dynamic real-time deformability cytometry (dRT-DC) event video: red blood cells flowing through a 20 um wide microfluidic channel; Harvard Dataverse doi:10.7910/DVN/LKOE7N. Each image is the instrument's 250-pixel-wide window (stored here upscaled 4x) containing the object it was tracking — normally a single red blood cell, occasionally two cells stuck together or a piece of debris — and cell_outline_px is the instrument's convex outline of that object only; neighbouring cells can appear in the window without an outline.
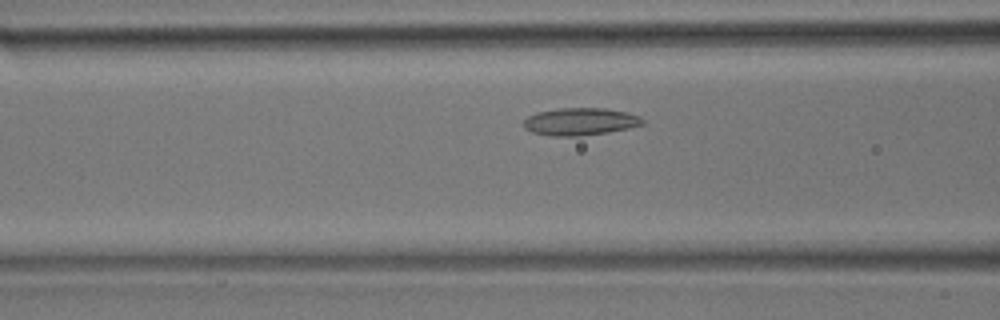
{"species": "common noctule bat (a hibernating species)", "species_latin": "Nyctalus noctula", "temperature_condition": "room temperature", "stored_images_in_passage": 32, "camera_frame_rate_fps": 3000, "um_per_image_px": 0.085, "animal": {"sex": "male", "body_mass_g": 17.9}, "frame": {"image": 1, "passage_image": 5, "time_ms": 1.333, "image_size_px": [1000, 320], "cell_outline_px": [[644, 124], [628, 128], [608, 132], [580, 136], [552, 136], [532, 132], [524, 128], [524, 120], [528, 116], [536, 112], [560, 108], [604, 108], [628, 112], [640, 116], [644, 120]], "centroid_in_image_um": [49.32, 10.33], "position_along_channel_um": 117.3, "area_um2": 19.07}}
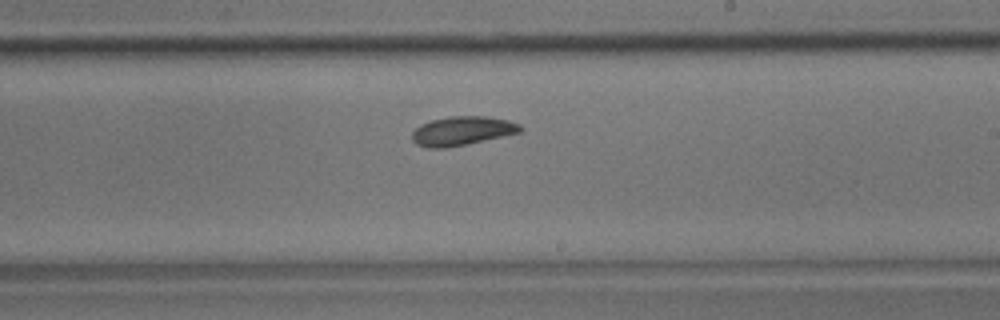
{"frame": {"image": 2, "passage_image": 14, "time_ms": 4.333, "image_size_px": [1000, 320], "cell_outline_px": [[524, 128], [520, 132], [504, 136], [468, 144], [444, 148], [428, 148], [416, 144], [412, 140], [412, 132], [420, 124], [432, 120], [448, 116], [488, 116], [508, 120], [520, 124]], "centroid_in_image_um": [39.29, 11.12], "position_along_channel_um": 249.7, "area_um2": 18.44}}
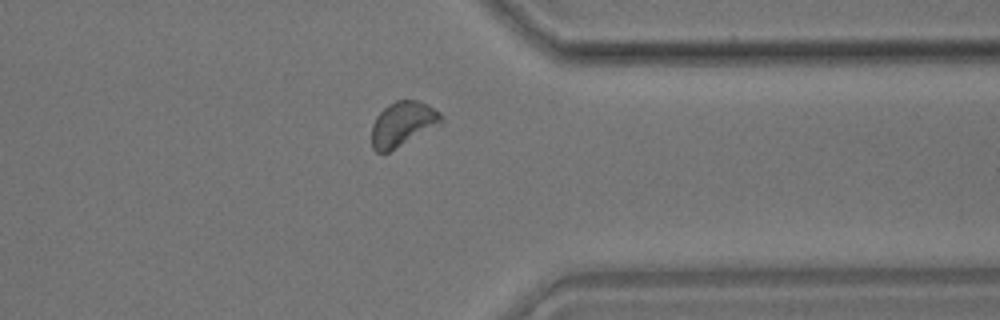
{"frame": {"image": 3, "passage_image": 23, "time_ms": 7.333, "image_size_px": [1000, 320], "cell_outline_px": [[444, 120], [440, 124], [388, 152], [376, 152], [372, 148], [372, 124], [376, 116], [388, 104], [396, 100], [420, 100], [428, 104], [440, 112], [444, 116]], "centroid_in_image_um": [34.24, 10.51], "position_along_channel_um": 377.2, "area_um2": 18.09}}